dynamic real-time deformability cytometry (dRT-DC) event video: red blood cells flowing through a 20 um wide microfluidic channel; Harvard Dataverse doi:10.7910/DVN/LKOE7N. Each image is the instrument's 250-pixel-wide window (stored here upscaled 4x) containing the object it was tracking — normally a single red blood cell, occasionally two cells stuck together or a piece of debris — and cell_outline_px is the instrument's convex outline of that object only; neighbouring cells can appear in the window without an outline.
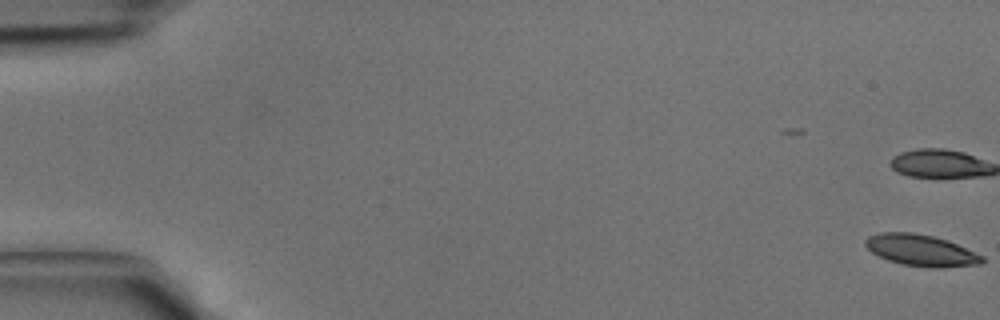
{"species": "common noctule bat (a hibernating species)", "species_latin": "Nyctalus noctula", "temperature_condition": "cold", "stored_images_in_passage": 44, "camera_frame_rate_fps": 3000, "um_per_image_px": 0.085, "animal": {"sex": "male", "body_mass_g": 15.6}, "frame": {"image": 1, "passage_image": 1, "time_ms": 0.0, "image_size_px": [1000, 320], "cell_outline_px": [[984, 260], [980, 264], [940, 268], [932, 268], [904, 264], [888, 260], [872, 252], [864, 244], [864, 240], [868, 236], [880, 232], [912, 232], [932, 236], [948, 240], [984, 256]], "centroid_in_image_um": [78.29, 21.27], "position_along_channel_um": 6.7, "area_um2": 21.33}}